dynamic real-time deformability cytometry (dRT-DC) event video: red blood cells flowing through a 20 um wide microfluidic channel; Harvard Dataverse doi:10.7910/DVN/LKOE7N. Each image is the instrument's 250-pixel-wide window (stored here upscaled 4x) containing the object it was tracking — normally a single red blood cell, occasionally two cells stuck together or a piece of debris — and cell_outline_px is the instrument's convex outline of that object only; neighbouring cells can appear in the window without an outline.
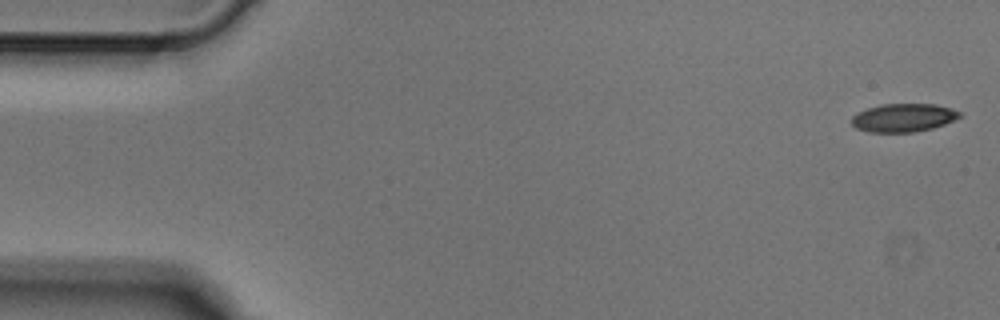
{"species": "Egyptian fruit bat (a non-hibernating species)", "species_latin": "Rousettus aegyptiacus", "temperature_condition": "cold", "stored_images_in_passage": 4, "camera_frame_rate_fps": 3000, "um_per_image_px": 0.085, "animal": {"sex": "male"}, "frame": {"image": 1, "passage_image": 1, "time_ms": 0.0, "image_size_px": [1000, 320], "cell_outline_px": [[960, 116], [944, 124], [932, 128], [912, 132], [868, 132], [856, 128], [852, 124], [852, 116], [856, 112], [880, 104], [936, 104], [952, 108], [960, 112]], "centroid_in_image_um": [76.75, 10.0], "position_along_channel_um": 8.2, "area_um2": 17.74}}